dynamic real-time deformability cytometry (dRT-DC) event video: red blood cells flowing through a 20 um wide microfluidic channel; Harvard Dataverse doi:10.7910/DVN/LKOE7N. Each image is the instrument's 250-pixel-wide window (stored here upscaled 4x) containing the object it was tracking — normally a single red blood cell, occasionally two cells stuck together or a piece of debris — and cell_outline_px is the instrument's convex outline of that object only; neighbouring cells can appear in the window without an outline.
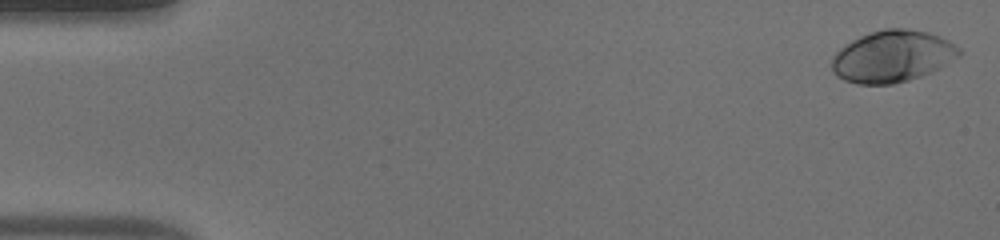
{"species": "human", "species_latin": "Homo sapiens", "temperature_condition": "warm", "stored_images_in_passage": 15, "camera_frame_rate_fps": 3000, "um_per_image_px": 0.085, "donor": {"sex": "male"}, "frame": {"image": 1, "passage_image": 1, "time_ms": 0.0, "image_size_px": [1000, 240], "cell_outline_px": [[964, 52], [960, 56], [940, 68], [932, 72], [908, 80], [892, 84], [856, 84], [844, 80], [836, 76], [832, 72], [832, 56], [844, 44], [860, 36], [884, 28], [908, 28], [928, 32], [940, 36], [948, 40], [960, 48]], "centroid_in_image_um": [75.86, 4.79], "position_along_channel_um": 9.1, "area_um2": 38.73}}
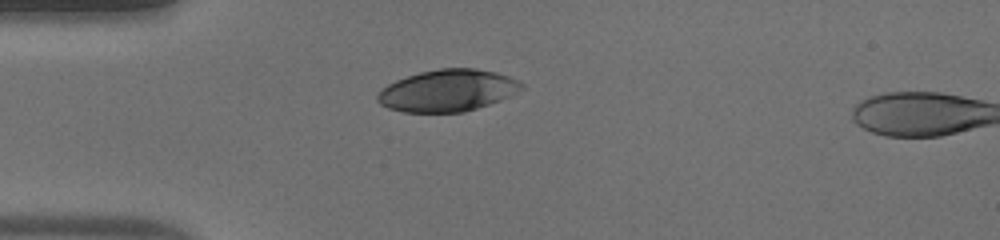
{"frame": {"image": 2, "passage_image": 13, "time_ms": 4.0, "image_size_px": [1000, 240], "cell_outline_px": [[524, 88], [500, 100], [464, 112], [404, 112], [388, 108], [380, 104], [376, 100], [376, 96], [388, 84], [396, 80], [420, 72], [440, 68], [476, 68], [496, 72], [508, 76], [524, 84]], "centroid_in_image_um": [38.04, 7.69], "position_along_channel_um": 47.0, "area_um2": 34.91}}